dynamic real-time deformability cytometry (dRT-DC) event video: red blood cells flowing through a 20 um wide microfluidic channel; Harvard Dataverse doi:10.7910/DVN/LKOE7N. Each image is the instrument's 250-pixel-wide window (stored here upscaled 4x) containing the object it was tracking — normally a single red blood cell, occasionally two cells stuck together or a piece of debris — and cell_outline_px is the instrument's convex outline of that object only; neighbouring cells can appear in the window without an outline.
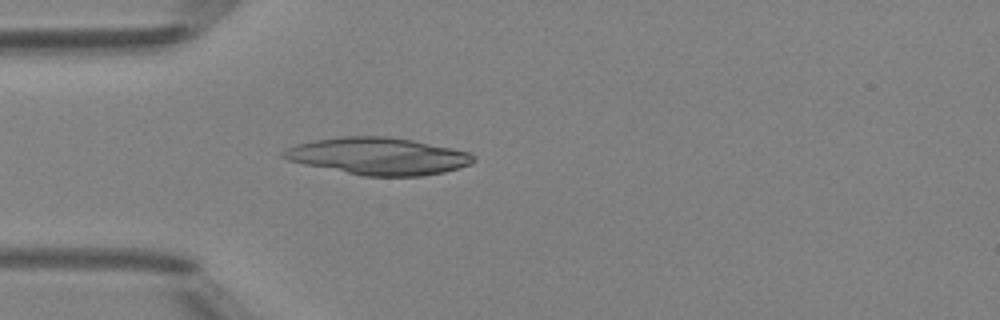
{"species": "Egyptian fruit bat (a non-hibernating species)", "species_latin": "Rousettus aegyptiacus", "temperature_condition": "room temperature", "stored_images_in_passage": 3, "camera_frame_rate_fps": 3000, "um_per_image_px": 0.085, "animal": {"sex": "female"}, "frame": {"image": 1, "passage_image": 3, "time_ms": 3.0, "image_size_px": [1000, 320], "cell_outline_px": [[476, 160], [460, 168], [444, 172], [420, 176], [364, 176], [304, 164], [288, 160], [280, 156], [280, 152], [296, 144], [316, 140], [340, 136], [388, 136], [412, 140], [468, 152], [476, 156]], "centroid_in_image_um": [32.13, 13.27], "position_along_channel_um": 52.9, "area_um2": 40.92}}